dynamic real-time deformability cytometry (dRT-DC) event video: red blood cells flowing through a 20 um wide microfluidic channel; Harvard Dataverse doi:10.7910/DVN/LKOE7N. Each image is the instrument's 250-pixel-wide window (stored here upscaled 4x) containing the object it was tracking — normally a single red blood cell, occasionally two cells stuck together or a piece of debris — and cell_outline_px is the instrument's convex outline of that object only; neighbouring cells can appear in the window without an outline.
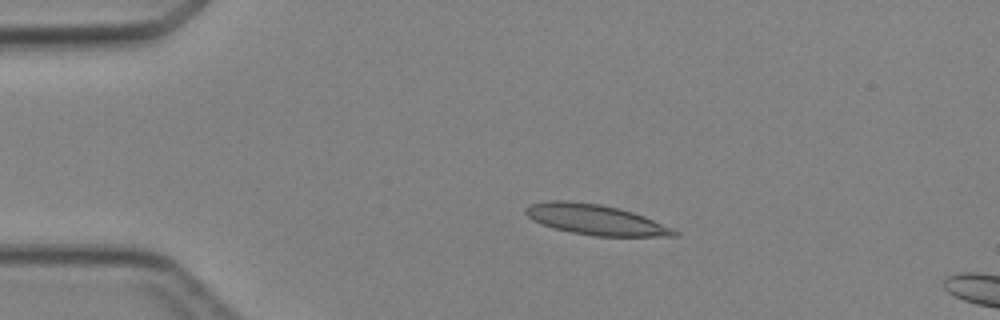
{"species": "Egyptian fruit bat (a non-hibernating species)", "species_latin": "Rousettus aegyptiacus", "temperature_condition": "cold", "stored_images_in_passage": 4, "camera_frame_rate_fps": 3000, "um_per_image_px": 0.085, "animal": {"sex": "female"}, "frame": {"image": 1, "passage_image": 2, "time_ms": 1.0, "image_size_px": [1000, 320], "cell_outline_px": [[680, 236], [596, 236], [572, 232], [556, 228], [532, 220], [524, 212], [524, 208], [528, 204], [548, 200], [564, 200], [600, 204], [620, 208], [644, 216], [672, 228], [680, 232]], "centroid_in_image_um": [50.61, 18.66], "position_along_channel_um": 34.4, "area_um2": 26.18}}